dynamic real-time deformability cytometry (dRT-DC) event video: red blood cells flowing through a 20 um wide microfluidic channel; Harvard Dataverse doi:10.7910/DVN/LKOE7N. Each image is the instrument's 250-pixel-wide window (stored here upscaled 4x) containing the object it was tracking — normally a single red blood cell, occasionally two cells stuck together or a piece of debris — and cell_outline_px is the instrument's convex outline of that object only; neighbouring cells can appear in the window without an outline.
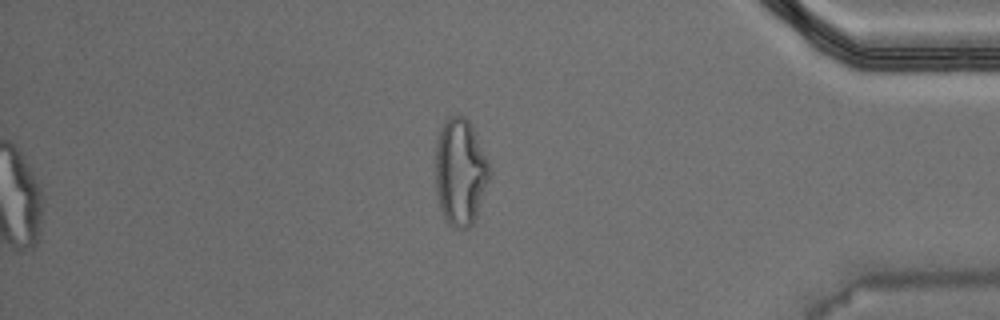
{"species": "Egyptian fruit bat (a non-hibernating species)", "species_latin": "Rousettus aegyptiacus", "temperature_condition": "warm", "stored_images_in_passage": 36, "camera_frame_rate_fps": 3000, "um_per_image_px": 0.085, "animal": {"sex": "male"}, "frame": {"image": 1, "passage_image": 36, "time_ms": 11.667, "image_size_px": [1000, 320], "cell_outline_px": [[492, 172], [476, 220], [468, 228], [456, 228], [448, 224], [440, 208], [436, 192], [436, 144], [440, 132], [448, 116], [464, 116], [468, 120], [472, 128]], "centroid_in_image_um": [39.13, 14.68], "position_along_channel_um": 396.1, "area_um2": 33.47}, "authors_computed_cell_mechanics": {"area_um2": 23.2356, "velocity_mm_per_s": 3.7282, "shape_relaxation_time_tau1_ms": null, "shape_relaxation_time_tau2_ms": 1.154, "deformation_change_tau1": null, "deformation_change_tau2": 0.0803}}